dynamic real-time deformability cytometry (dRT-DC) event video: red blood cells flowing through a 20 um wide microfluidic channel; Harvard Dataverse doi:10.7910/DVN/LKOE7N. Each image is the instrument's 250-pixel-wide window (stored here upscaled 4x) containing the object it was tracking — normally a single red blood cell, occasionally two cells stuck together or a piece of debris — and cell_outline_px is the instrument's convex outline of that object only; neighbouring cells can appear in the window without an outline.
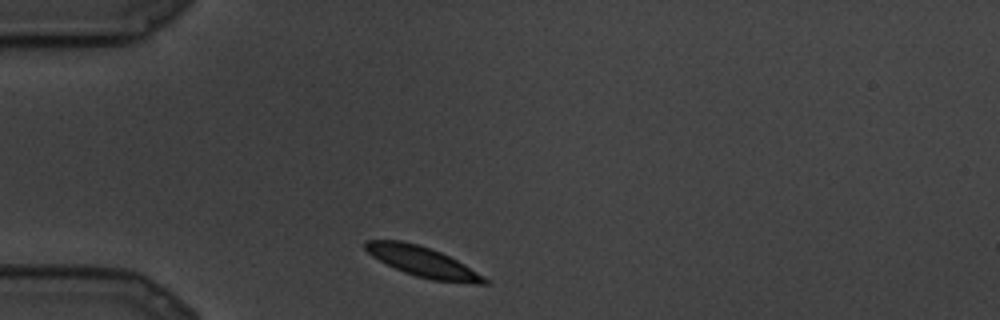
{"species": "common noctule bat (a hibernating species)", "species_latin": "Nyctalus noctula", "temperature_condition": "cold", "stored_images_in_passage": 12, "camera_frame_rate_fps": 3000, "um_per_image_px": 0.085, "animal": {"sex": "male", "body_mass_g": 19.5, "forearm_length_mm": 54.6}, "frame": {"image": 1, "passage_image": 1, "time_ms": 0.0, "image_size_px": [1000, 320], "cell_outline_px": [[488, 284], [472, 284], [432, 280], [416, 276], [404, 272], [372, 256], [364, 248], [364, 240], [400, 240], [420, 244], [440, 252], [464, 264], [484, 276], [488, 280]], "centroid_in_image_um": [35.94, 22.25], "position_along_channel_um": 49.1, "area_um2": 20.81}}
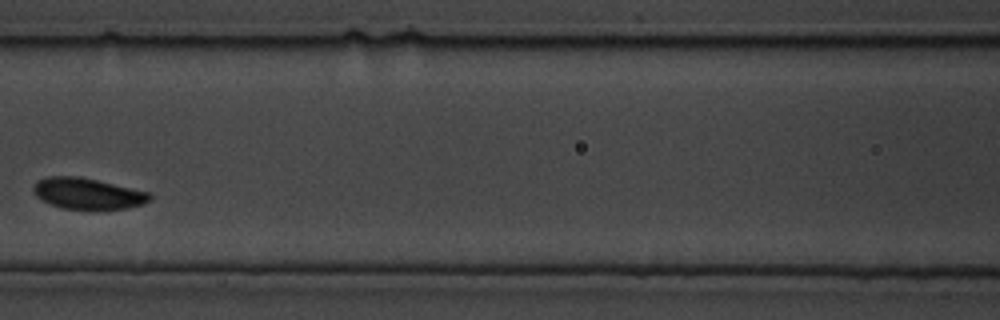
{"frame": {"image": 2, "passage_image": 6, "time_ms": 1.667, "image_size_px": [1000, 320], "cell_outline_px": [[152, 200], [144, 204], [128, 208], [96, 212], [64, 208], [52, 204], [36, 196], [32, 192], [32, 188], [36, 180], [48, 176], [76, 176], [96, 180], [148, 192], [152, 196]], "centroid_in_image_um": [7.46, 16.49], "position_along_channel_um": 159.1, "area_um2": 21.62}}
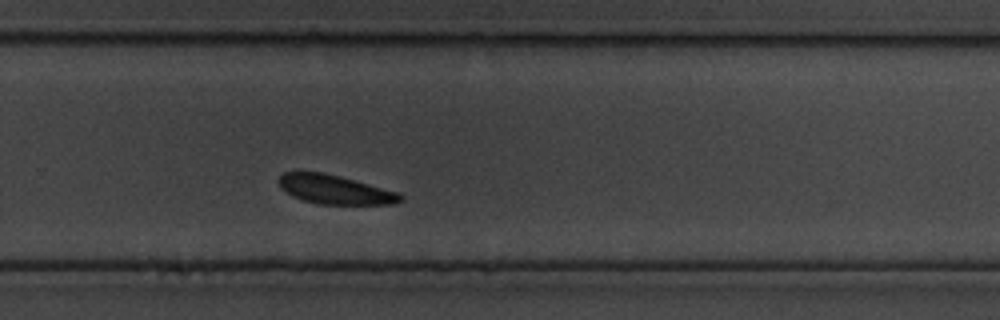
{"frame": {"image": 3, "passage_image": 12, "time_ms": 3.667, "image_size_px": [1000, 320], "cell_outline_px": [[404, 200], [392, 204], [316, 204], [292, 196], [280, 188], [280, 176], [284, 172], [296, 168], [324, 172], [340, 176], [400, 192], [404, 196]], "centroid_in_image_um": [28.43, 16.07], "position_along_channel_um": 301.4, "area_um2": 21.21}}